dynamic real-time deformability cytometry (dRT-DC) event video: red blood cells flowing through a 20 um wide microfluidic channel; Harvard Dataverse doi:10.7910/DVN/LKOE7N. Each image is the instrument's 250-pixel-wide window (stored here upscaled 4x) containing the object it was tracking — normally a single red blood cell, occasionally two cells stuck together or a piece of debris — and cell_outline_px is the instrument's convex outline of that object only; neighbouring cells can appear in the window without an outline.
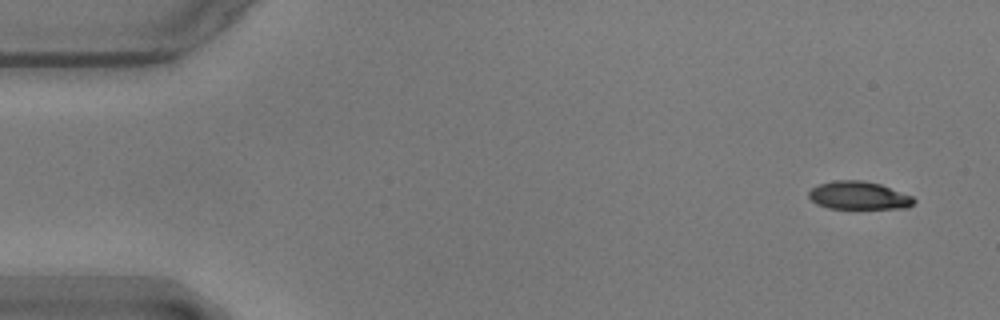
{"species": "common noctule bat (a hibernating species)", "species_latin": "Nyctalus noctula", "temperature_condition": "warm", "stored_images_in_passage": 53, "camera_frame_rate_fps": 3000, "um_per_image_px": 0.085, "animal": {"sex": "male", "body_mass_g": 17.9}, "frame": {"image": 1, "passage_image": 1, "time_ms": 0.0, "image_size_px": [1000, 320], "cell_outline_px": [[916, 200], [908, 208], [828, 208], [816, 204], [808, 196], [808, 192], [812, 188], [820, 184], [836, 180], [860, 180], [880, 184], [912, 196]], "centroid_in_image_um": [72.98, 16.62], "position_along_channel_um": 12.0, "area_um2": 16.99}}
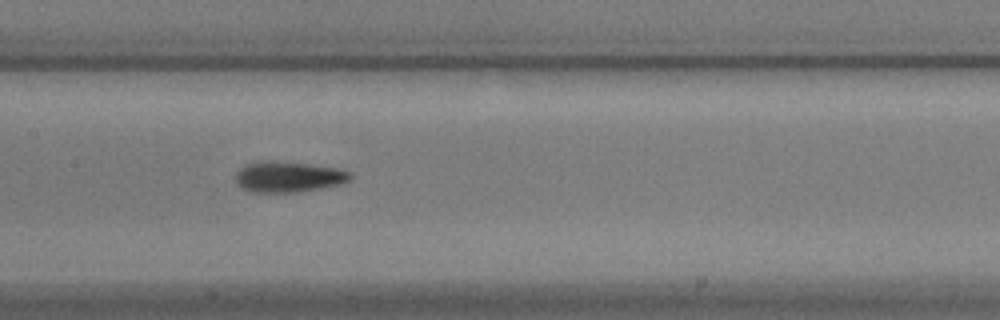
{"frame": {"image": 2, "passage_image": 25, "time_ms": 8.0, "image_size_px": [1000, 320], "cell_outline_px": [[352, 176], [348, 180], [340, 184], [320, 188], [296, 192], [252, 192], [236, 184], [236, 172], [240, 168], [256, 160], [268, 160], [308, 164], [336, 168], [352, 172]], "centroid_in_image_um": [24.48, 15.02], "position_along_channel_um": 182.9, "area_um2": 20.46}}
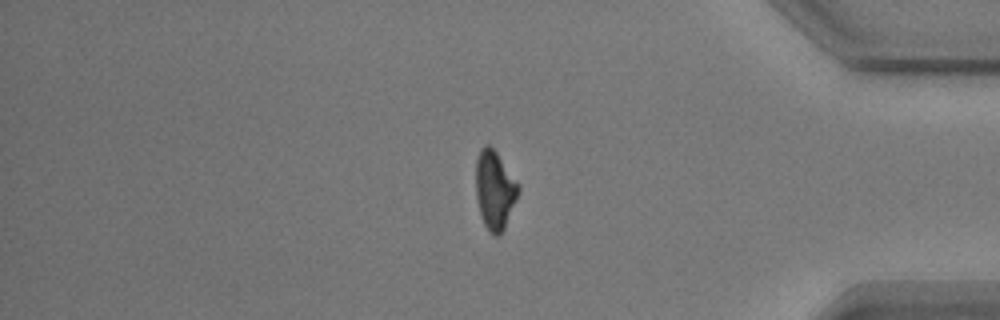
{"frame": {"image": 3, "passage_image": 45, "time_ms": 14.667, "image_size_px": [1000, 320], "cell_outline_px": [[520, 188], [516, 200], [504, 228], [500, 236], [492, 236], [488, 232], [480, 216], [476, 200], [476, 160], [480, 148], [484, 144], [488, 144], [496, 152], [520, 184]], "centroid_in_image_um": [42.04, 16.17], "position_along_channel_um": 393.2, "area_um2": 19.71}, "authors_computed_cell_mechanics": {"area_um2": 18.9006, "velocity_mm_per_s": 3.5698, "shape_relaxation_time_tau1_ms": 4.2663, "shape_relaxation_time_tau2_ms": 1.488, "deformation_change_tau1": 0.1762, "deformation_change_tau2": 0.0813}}